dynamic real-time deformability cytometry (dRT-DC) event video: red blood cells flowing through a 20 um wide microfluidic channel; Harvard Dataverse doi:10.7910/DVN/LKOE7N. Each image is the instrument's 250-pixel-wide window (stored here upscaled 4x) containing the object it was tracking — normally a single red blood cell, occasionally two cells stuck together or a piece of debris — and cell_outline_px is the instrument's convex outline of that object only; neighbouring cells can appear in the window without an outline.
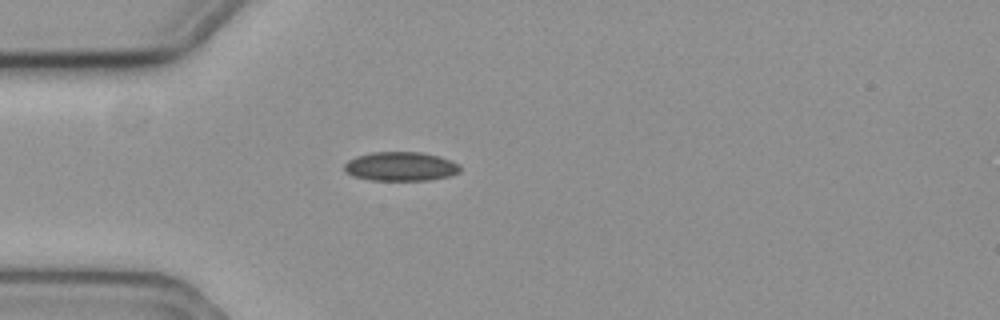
{"species": "common noctule bat (a hibernating species)", "species_latin": "Nyctalus noctula", "temperature_condition": "cold", "stored_images_in_passage": 42, "camera_frame_rate_fps": 3000, "um_per_image_px": 0.085, "animal": {"sex": "female", "body_mass_g": 19.3, "forearm_length_mm": 54.1}, "frame": {"image": 1, "passage_image": 1, "time_ms": 0.0, "image_size_px": [1000, 320], "cell_outline_px": [[460, 172], [452, 176], [428, 180], [368, 180], [352, 176], [344, 172], [344, 164], [348, 160], [356, 156], [372, 152], [420, 152], [452, 160], [460, 164]], "centroid_in_image_um": [34.05, 14.15], "position_along_channel_um": 51.0, "area_um2": 19.83}}
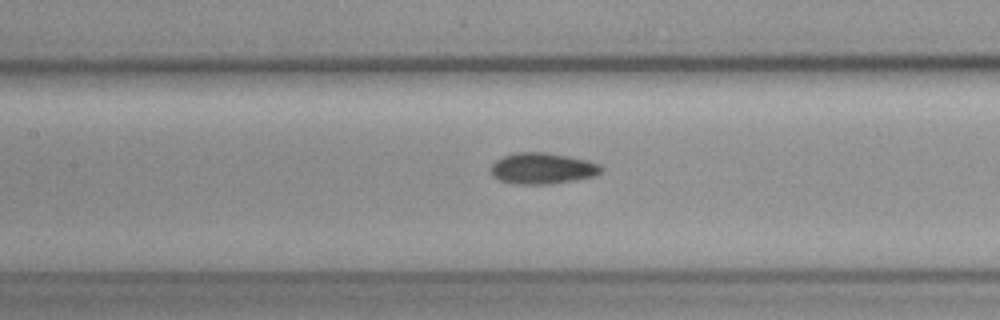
{"frame": {"image": 2, "passage_image": 11, "time_ms": 3.333, "image_size_px": [1000, 320], "cell_outline_px": [[604, 168], [596, 176], [576, 180], [552, 184], [512, 184], [500, 180], [492, 176], [492, 164], [496, 160], [504, 156], [516, 152], [544, 152], [568, 156], [588, 160], [600, 164]], "centroid_in_image_um": [46.14, 14.32], "position_along_channel_um": 161.3, "area_um2": 20.17}}
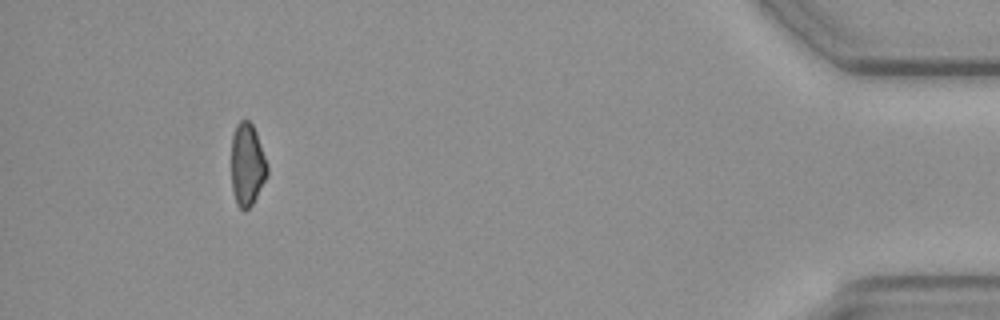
{"frame": {"image": 3, "passage_image": 38, "time_ms": 12.333, "image_size_px": [1000, 320], "cell_outline_px": [[268, 176], [252, 204], [244, 212], [236, 204], [232, 188], [232, 136], [236, 124], [240, 120], [248, 120], [252, 124], [256, 132], [268, 164]], "centroid_in_image_um": [21.02, 14.0], "position_along_channel_um": 414.2, "area_um2": 17.4}, "authors_computed_cell_mechanics": {"area_um2": 18.9295, "velocity_mm_per_s": 3.6052, "shape_relaxation_time_tau1_ms": 4.5446, "shape_relaxation_time_tau2_ms": null, "deformation_change_tau1": 0.0765, "deformation_change_tau2": null}}